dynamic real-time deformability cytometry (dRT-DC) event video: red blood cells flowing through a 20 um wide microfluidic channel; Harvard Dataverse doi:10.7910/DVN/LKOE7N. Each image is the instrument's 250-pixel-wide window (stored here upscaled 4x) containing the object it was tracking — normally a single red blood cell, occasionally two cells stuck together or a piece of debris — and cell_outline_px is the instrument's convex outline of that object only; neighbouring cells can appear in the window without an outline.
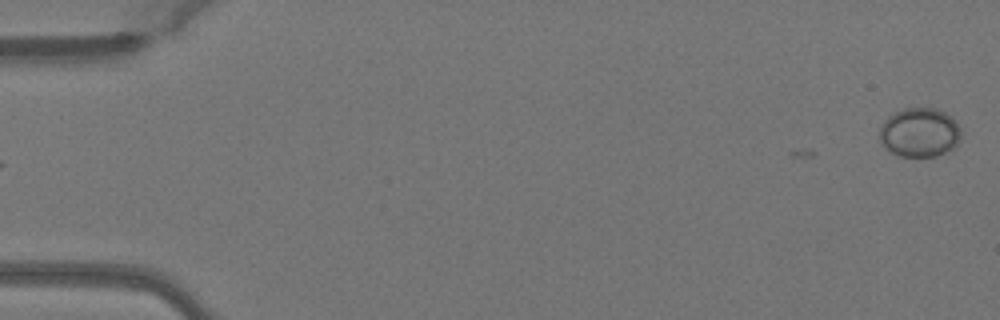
{"species": "Egyptian fruit bat (a non-hibernating species)", "species_latin": "Rousettus aegyptiacus", "temperature_condition": "warm", "stored_images_in_passage": 6, "camera_frame_rate_fps": 3000, "um_per_image_px": 0.085, "animal": {"sex": "female"}, "frame": {"image": 1, "passage_image": 6, "time_ms": 1.667, "image_size_px": [1000, 320], "cell_outline_px": [[960, 140], [952, 148], [936, 156], [900, 156], [892, 152], [880, 144], [880, 128], [884, 120], [888, 116], [904, 108], [936, 108], [952, 116], [956, 120], [960, 128]], "centroid_in_image_um": [78.16, 11.24], "position_along_channel_um": 6.8, "area_um2": 23.35}}